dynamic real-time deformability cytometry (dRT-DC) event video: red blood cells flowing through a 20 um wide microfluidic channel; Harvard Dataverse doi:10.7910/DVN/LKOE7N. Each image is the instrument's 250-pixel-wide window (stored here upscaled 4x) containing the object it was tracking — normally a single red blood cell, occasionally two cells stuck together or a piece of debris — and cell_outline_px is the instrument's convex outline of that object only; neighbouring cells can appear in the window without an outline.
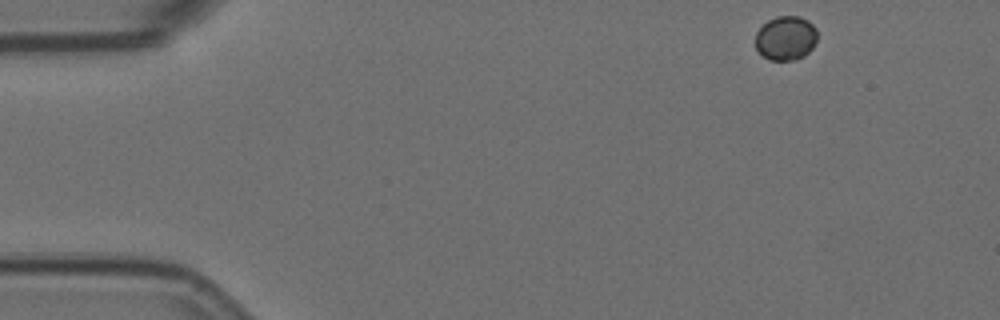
{"species": "Egyptian fruit bat (a non-hibernating species)", "species_latin": "Rousettus aegyptiacus", "temperature_condition": "room temperature", "stored_images_in_passage": 14, "camera_frame_rate_fps": 3000, "um_per_image_px": 0.085, "animal": {"sex": "female"}, "frame": {"image": 1, "passage_image": 1, "time_ms": 0.0, "image_size_px": [1000, 320], "cell_outline_px": [[816, 44], [804, 56], [796, 60], [768, 60], [756, 48], [756, 32], [768, 20], [776, 16], [800, 16], [808, 20], [816, 28]], "centroid_in_image_um": [66.8, 3.24], "position_along_channel_um": 18.2, "area_um2": 16.01}}
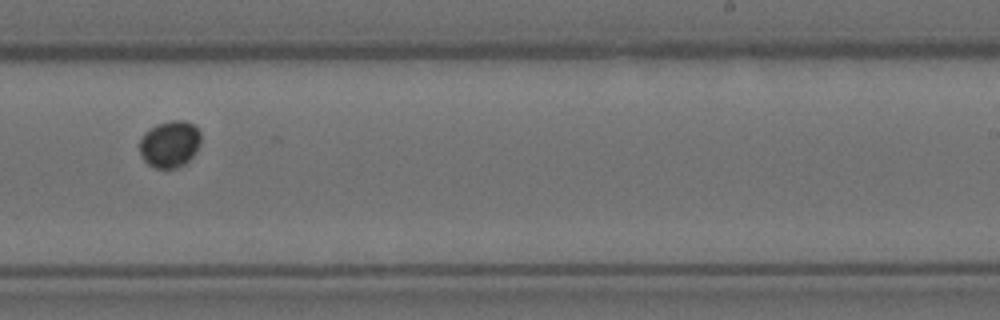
{"frame": {"image": 2, "passage_image": 9, "time_ms": 2.667, "image_size_px": [1000, 320], "cell_outline_px": [[200, 144], [196, 152], [184, 164], [176, 168], [156, 168], [148, 164], [144, 160], [140, 152], [140, 140], [144, 132], [156, 124], [172, 120], [184, 120], [192, 124], [200, 132]], "centroid_in_image_um": [14.43, 12.23], "position_along_channel_um": 274.6, "area_um2": 16.65}}
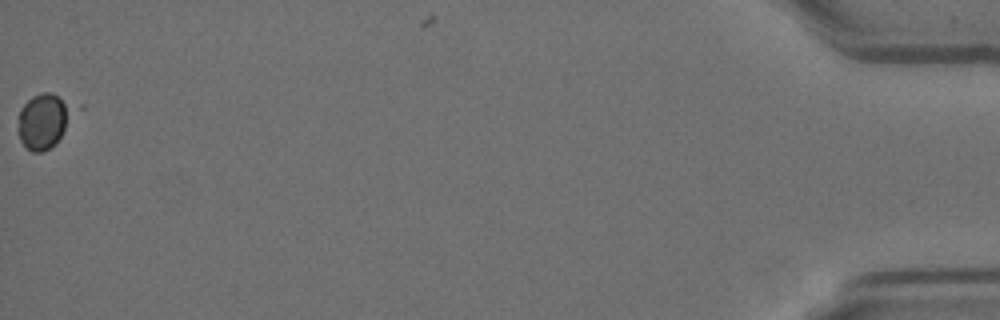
{"frame": {"image": 3, "passage_image": 14, "time_ms": 4.333, "image_size_px": [1000, 320], "cell_outline_px": [[72, 108], [64, 128], [56, 144], [40, 152], [32, 152], [20, 140], [16, 128], [20, 108], [32, 96], [44, 92], [52, 92], [68, 104]], "centroid_in_image_um": [3.6, 10.29], "position_along_channel_um": 431.6, "area_um2": 16.99}}